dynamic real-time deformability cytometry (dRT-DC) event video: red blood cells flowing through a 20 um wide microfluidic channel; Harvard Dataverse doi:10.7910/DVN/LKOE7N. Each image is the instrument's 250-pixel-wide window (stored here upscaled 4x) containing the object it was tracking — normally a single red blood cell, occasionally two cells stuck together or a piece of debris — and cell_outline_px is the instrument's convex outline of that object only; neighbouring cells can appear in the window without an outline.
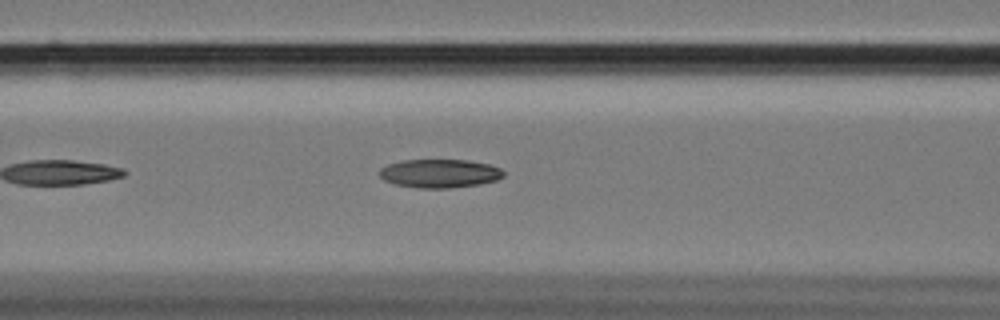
{"species": "Egyptian fruit bat (a non-hibernating species)", "species_latin": "Rousettus aegyptiacus", "temperature_condition": "cold", "stored_images_in_passage": 23, "camera_frame_rate_fps": 3000, "um_per_image_px": 0.085, "animal": {"sex": "female"}, "frame": {"image": 1, "passage_image": 10, "time_ms": 3.0, "image_size_px": [1000, 320], "cell_outline_px": [[504, 176], [496, 180], [480, 184], [448, 188], [420, 188], [396, 184], [384, 180], [380, 176], [380, 168], [388, 164], [404, 160], [468, 160], [488, 164], [500, 168], [504, 172]], "centroid_in_image_um": [37.38, 14.74], "position_along_channel_um": 129.2, "area_um2": 20.52}}
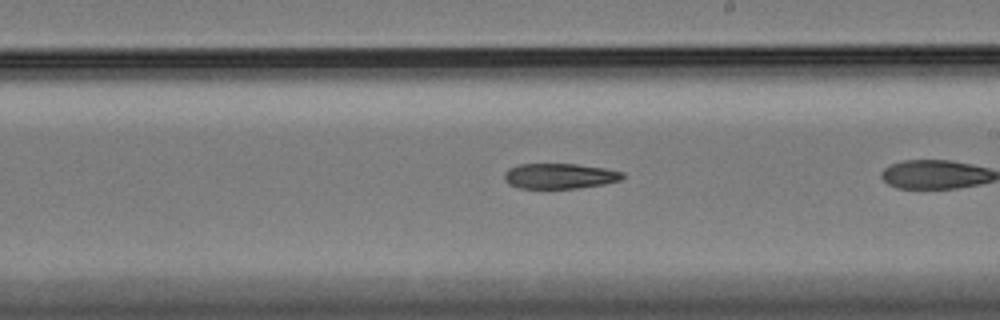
{"frame": {"image": 2, "passage_image": 17, "time_ms": 5.333, "image_size_px": [1000, 320], "cell_outline_px": [[624, 176], [620, 180], [604, 184], [580, 188], [520, 188], [508, 184], [504, 180], [504, 172], [508, 168], [520, 164], [576, 164], [604, 168], [624, 172]], "centroid_in_image_um": [47.55, 14.96], "position_along_channel_um": 241.4, "area_um2": 17.51}}
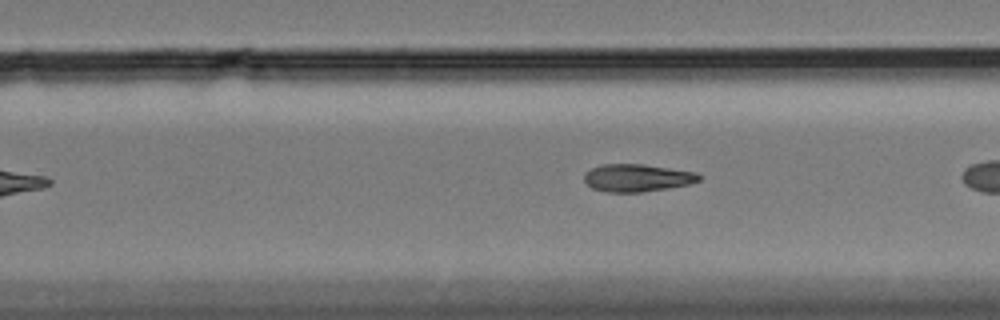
{"frame": {"image": 3, "passage_image": 20, "time_ms": 6.333, "image_size_px": [1000, 320], "cell_outline_px": [[700, 180], [688, 184], [668, 188], [640, 192], [608, 192], [592, 188], [584, 180], [584, 172], [600, 164], [644, 164], [696, 172], [700, 176]], "centroid_in_image_um": [54.13, 15.11], "position_along_channel_um": 275.7, "area_um2": 18.38}}